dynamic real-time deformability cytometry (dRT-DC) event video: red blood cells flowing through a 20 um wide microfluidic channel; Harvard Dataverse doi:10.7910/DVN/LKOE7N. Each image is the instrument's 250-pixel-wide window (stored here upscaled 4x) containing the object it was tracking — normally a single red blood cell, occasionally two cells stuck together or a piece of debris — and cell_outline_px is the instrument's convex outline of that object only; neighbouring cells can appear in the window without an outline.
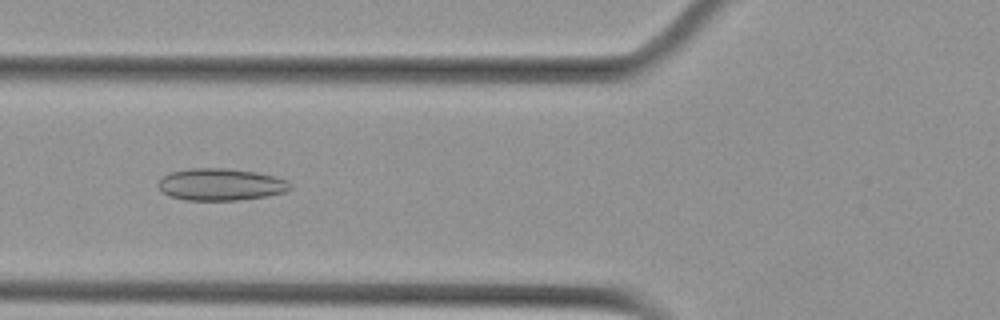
{"species": "Egyptian fruit bat (a non-hibernating species)", "species_latin": "Rousettus aegyptiacus", "temperature_condition": "cold", "stored_images_in_passage": 8, "camera_frame_rate_fps": 3000, "um_per_image_px": 0.085, "animal": {"sex": "female"}, "frame": {"image": 1, "passage_image": 6, "time_ms": 1.667, "image_size_px": [1000, 320], "cell_outline_px": [[292, 188], [284, 192], [268, 196], [236, 200], [188, 200], [168, 196], [156, 184], [164, 176], [172, 172], [188, 168], [224, 168], [256, 172], [276, 176], [288, 180], [292, 184]], "centroid_in_image_um": [18.8, 15.68], "position_along_channel_um": 107.0, "area_um2": 24.68}}
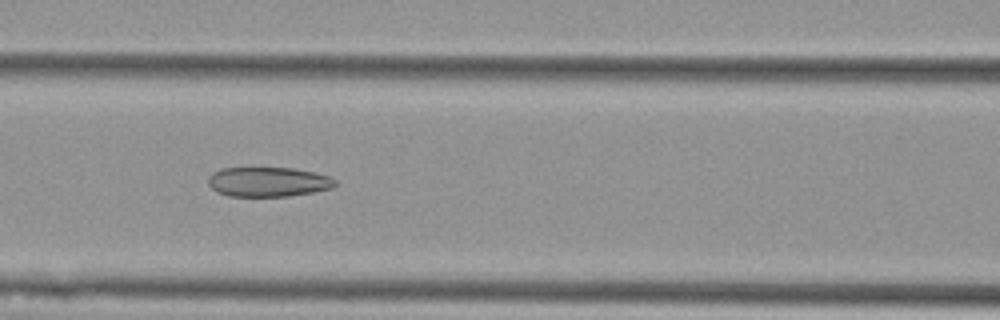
{"frame": {"image": 2, "passage_image": 7, "time_ms": 2.0, "image_size_px": [1000, 320], "cell_outline_px": [[336, 184], [332, 188], [312, 192], [288, 196], [228, 196], [216, 192], [208, 184], [208, 176], [212, 172], [224, 168], [296, 168], [328, 176], [336, 180]], "centroid_in_image_um": [22.76, 15.46], "position_along_channel_um": 143.8, "area_um2": 21.91}}
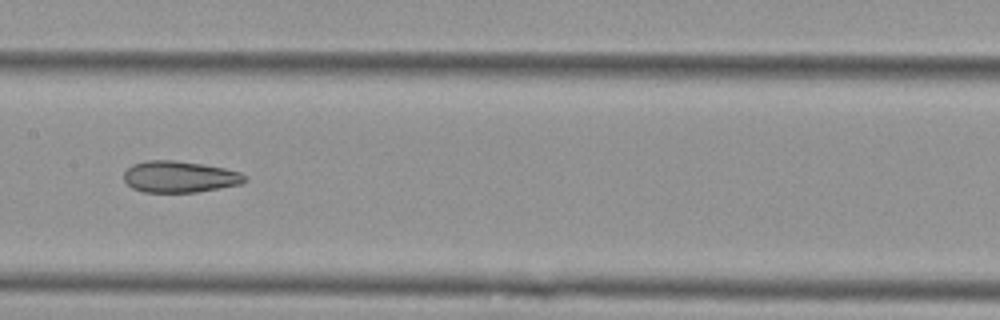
{"frame": {"image": 3, "passage_image": 8, "time_ms": 2.333, "image_size_px": [1000, 320], "cell_outline_px": [[248, 180], [240, 184], [220, 188], [196, 192], [144, 192], [132, 188], [124, 180], [124, 172], [132, 164], [144, 160], [172, 160], [204, 164], [224, 168], [240, 172], [248, 176]], "centroid_in_image_um": [15.28, 15.02], "position_along_channel_um": 192.1, "area_um2": 22.31}}